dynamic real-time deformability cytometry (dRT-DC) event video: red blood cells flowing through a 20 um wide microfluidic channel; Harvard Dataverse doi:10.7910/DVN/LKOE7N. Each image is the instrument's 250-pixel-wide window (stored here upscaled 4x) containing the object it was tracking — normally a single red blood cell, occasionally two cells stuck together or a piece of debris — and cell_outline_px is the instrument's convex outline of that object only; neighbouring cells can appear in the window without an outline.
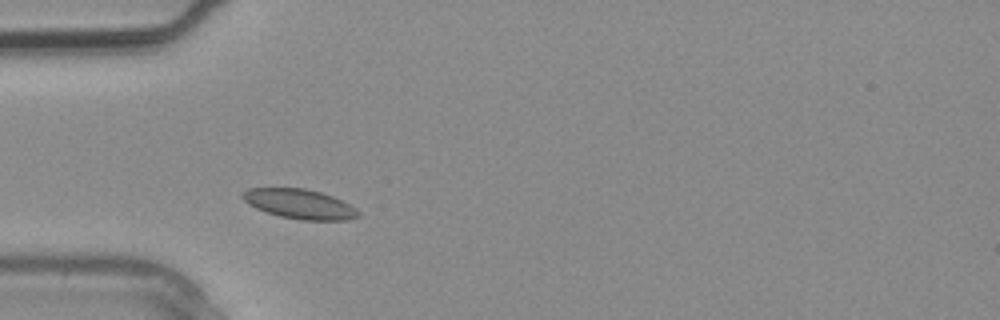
{"species": "common noctule bat (a hibernating species)", "species_latin": "Nyctalus noctula", "temperature_condition": "warm", "stored_images_in_passage": 1, "camera_frame_rate_fps": 3000, "um_per_image_px": 0.085, "animal": {"sex": "male", "body_mass_g": 20.4}, "frame": {"image": 1, "passage_image": 1, "time_ms": 0.0, "image_size_px": [1000, 320], "cell_outline_px": [[360, 216], [348, 220], [304, 220], [280, 216], [256, 208], [248, 204], [240, 196], [248, 188], [304, 188], [320, 192], [332, 196], [356, 208], [360, 212]], "centroid_in_image_um": [25.47, 17.34], "position_along_channel_um": 59.5, "area_um2": 19.83}}